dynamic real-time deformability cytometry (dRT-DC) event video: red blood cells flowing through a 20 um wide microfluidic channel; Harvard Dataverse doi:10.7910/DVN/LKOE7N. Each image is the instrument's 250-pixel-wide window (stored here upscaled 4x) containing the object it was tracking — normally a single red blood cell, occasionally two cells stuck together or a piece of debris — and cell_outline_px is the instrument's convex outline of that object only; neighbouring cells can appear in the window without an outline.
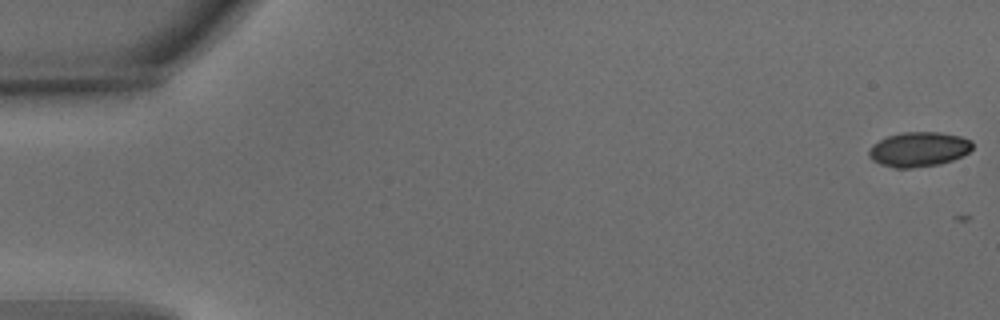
{"species": "common noctule bat (a hibernating species)", "species_latin": "Nyctalus noctula", "temperature_condition": "warm", "stored_images_in_passage": 2, "camera_frame_rate_fps": 3000, "um_per_image_px": 0.085, "animal": {"sex": "male", "body_mass_g": 15.6}, "frame": {"image": 1, "passage_image": 1, "time_ms": 0.0, "image_size_px": [1000, 320], "cell_outline_px": [[972, 148], [968, 152], [952, 160], [940, 164], [908, 168], [896, 168], [880, 164], [872, 160], [868, 156], [868, 152], [872, 144], [888, 136], [900, 132], [940, 132], [960, 136], [972, 140]], "centroid_in_image_um": [78.08, 12.68], "position_along_channel_um": 6.9, "area_um2": 20.92}}